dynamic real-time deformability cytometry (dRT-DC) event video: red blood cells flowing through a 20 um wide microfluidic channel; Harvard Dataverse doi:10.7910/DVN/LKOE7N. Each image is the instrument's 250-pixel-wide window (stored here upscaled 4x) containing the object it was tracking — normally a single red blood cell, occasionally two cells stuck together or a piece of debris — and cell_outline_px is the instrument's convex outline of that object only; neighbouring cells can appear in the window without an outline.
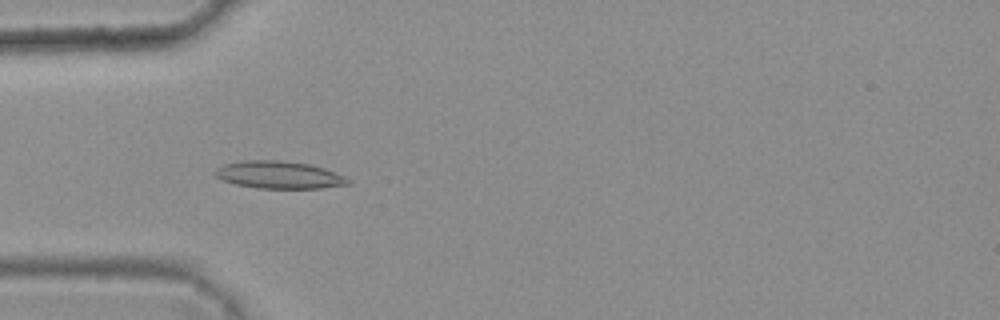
{"species": "common noctule bat (a hibernating species)", "species_latin": "Nyctalus noctula", "temperature_condition": "warm", "stored_images_in_passage": 45, "camera_frame_rate_fps": 3000, "um_per_image_px": 0.085, "animal": {"sex": "female", "body_mass_g": 25.1}, "frame": {"image": 1, "passage_image": 16, "time_ms": 5.0, "image_size_px": [1000, 320], "cell_outline_px": [[352, 184], [320, 188], [260, 188], [236, 184], [224, 180], [216, 176], [212, 172], [220, 164], [240, 160], [280, 160], [308, 164], [324, 168], [344, 176], [352, 180]], "centroid_in_image_um": [23.7, 14.85], "position_along_channel_um": 61.3, "area_um2": 21.39}}
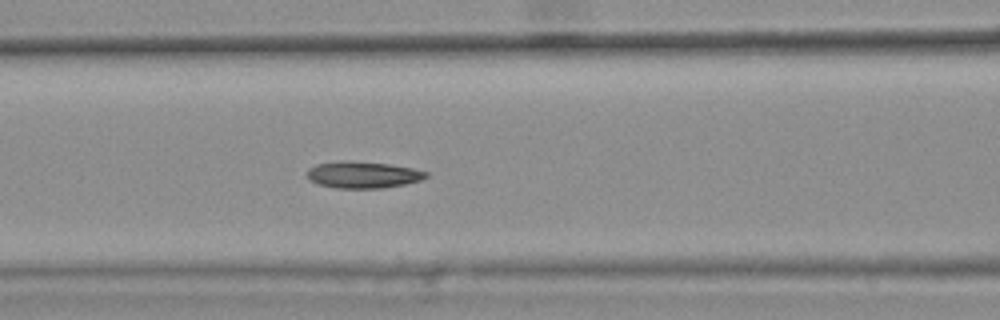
{"frame": {"image": 2, "passage_image": 22, "time_ms": 7.0, "image_size_px": [1000, 320], "cell_outline_px": [[428, 176], [420, 180], [404, 184], [384, 188], [336, 188], [316, 184], [308, 180], [308, 168], [316, 164], [344, 160], [348, 160], [388, 164], [412, 168], [428, 172]], "centroid_in_image_um": [30.81, 14.85], "position_along_channel_um": 135.8, "area_um2": 18.55}}
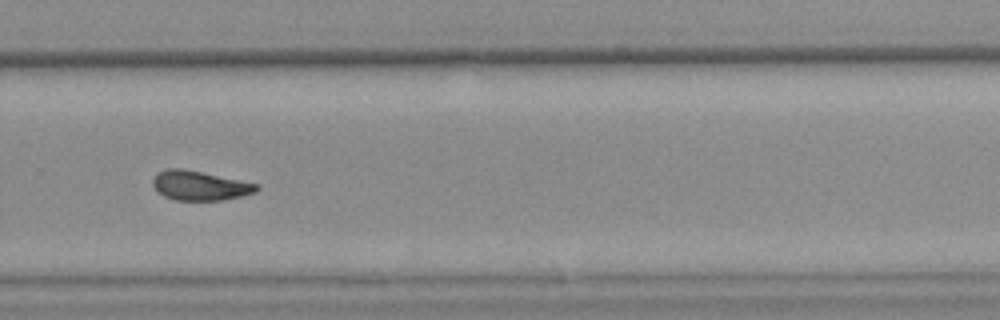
{"frame": {"image": 3, "passage_image": 36, "time_ms": 11.667, "image_size_px": [1000, 320], "cell_outline_px": [[260, 188], [256, 192], [244, 196], [224, 200], [176, 200], [164, 196], [152, 184], [152, 180], [156, 172], [168, 168], [184, 168], [260, 184]], "centroid_in_image_um": [17.02, 15.76], "position_along_channel_um": 312.8, "area_um2": 18.03}, "authors_computed_cell_mechanics": {"area_um2": 18.496, "velocity_mm_per_s": 3.7988, "shape_relaxation_time_tau1_ms": null, "shape_relaxation_time_tau2_ms": 4.1134, "deformation_change_tau1": null, "deformation_change_tau2": 0.1094}}